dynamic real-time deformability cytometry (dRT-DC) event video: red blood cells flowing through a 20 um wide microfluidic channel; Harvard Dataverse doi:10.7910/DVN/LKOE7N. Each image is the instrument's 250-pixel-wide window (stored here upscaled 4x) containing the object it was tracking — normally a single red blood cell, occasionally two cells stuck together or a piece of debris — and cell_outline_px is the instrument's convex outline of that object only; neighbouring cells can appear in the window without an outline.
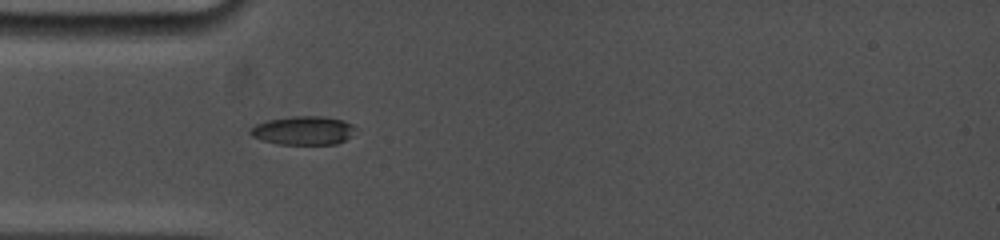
{"species": "common noctule bat (a hibernating species)", "species_latin": "Nyctalus noctula", "temperature_condition": "cold", "stored_images_in_passage": 8, "camera_frame_rate_fps": 5000, "um_per_image_px": 0.085, "animal": {"sex": "female", "body_mass_g": 19.0, "forearm_length_mm": 53.3}, "frame": {"image": 1, "passage_image": 1, "time_ms": 0.0, "image_size_px": [1000, 240], "cell_outline_px": [[356, 128], [344, 140], [336, 144], [280, 144], [264, 140], [252, 136], [248, 132], [256, 124], [268, 120], [292, 116], [324, 116], [344, 120], [352, 124]], "centroid_in_image_um": [25.78, 11.08], "position_along_channel_um": 59.2, "area_um2": 17.34}}
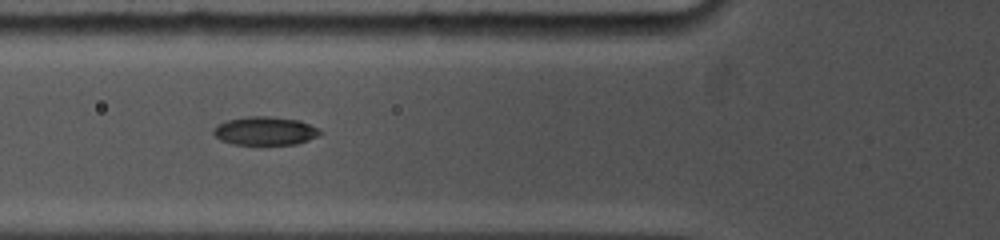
{"frame": {"image": 2, "passage_image": 7, "time_ms": 1.2, "image_size_px": [1000, 240], "cell_outline_px": [[324, 132], [308, 140], [296, 144], [260, 148], [232, 144], [220, 140], [212, 132], [212, 128], [216, 124], [228, 120], [248, 116], [272, 116], [300, 120], [320, 128]], "centroid_in_image_um": [22.52, 11.17], "position_along_channel_um": 103.3, "area_um2": 18.79}}